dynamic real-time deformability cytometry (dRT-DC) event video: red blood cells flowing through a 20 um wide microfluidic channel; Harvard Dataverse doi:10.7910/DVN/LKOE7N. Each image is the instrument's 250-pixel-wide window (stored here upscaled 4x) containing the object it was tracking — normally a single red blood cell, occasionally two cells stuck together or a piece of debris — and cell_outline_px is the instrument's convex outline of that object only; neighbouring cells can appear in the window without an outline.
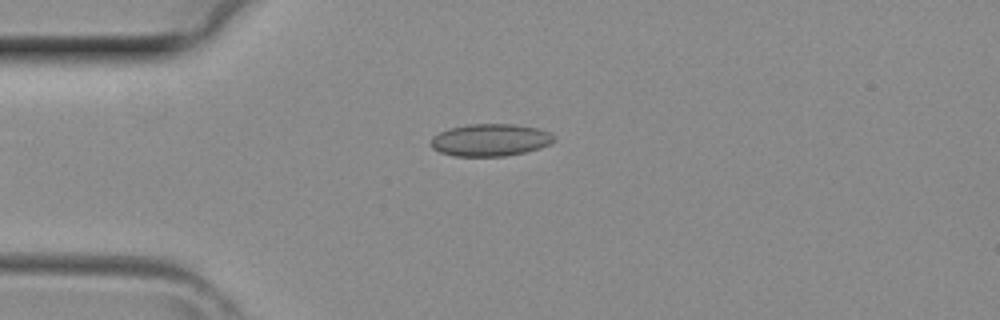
{"species": "common noctule bat (a hibernating species)", "species_latin": "Nyctalus noctula", "temperature_condition": "room temperature", "stored_images_in_passage": 3, "camera_frame_rate_fps": 3000, "um_per_image_px": 0.085, "animal": {"sex": "female", "body_mass_g": 29.2, "forearm_length_mm": 56.3}, "frame": {"image": 1, "passage_image": 2, "time_ms": 0.333, "image_size_px": [1000, 320], "cell_outline_px": [[556, 140], [540, 148], [524, 152], [504, 156], [452, 156], [440, 152], [432, 148], [432, 136], [440, 132], [452, 128], [468, 124], [512, 124], [540, 128], [556, 136]], "centroid_in_image_um": [41.7, 11.9], "position_along_channel_um": 43.3, "area_um2": 23.12}}